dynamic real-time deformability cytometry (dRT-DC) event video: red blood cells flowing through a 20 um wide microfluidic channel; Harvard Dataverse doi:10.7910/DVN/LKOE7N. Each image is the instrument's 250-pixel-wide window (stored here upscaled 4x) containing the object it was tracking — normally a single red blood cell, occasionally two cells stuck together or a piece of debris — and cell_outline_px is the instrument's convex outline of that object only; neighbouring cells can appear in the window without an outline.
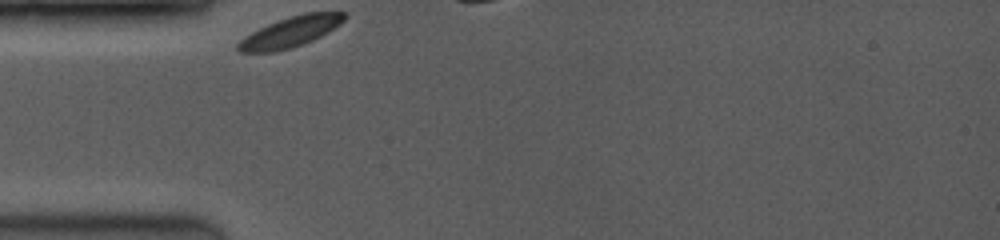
{"species": "common noctule bat (a hibernating species)", "species_latin": "Nyctalus noctula", "temperature_condition": "room temperature", "stored_images_in_passage": 6, "camera_frame_rate_fps": 3500, "um_per_image_px": 0.085, "animal": {"sex": "female", "body_mass_g": 19.0, "forearm_length_mm": 53.3}, "frame": {"image": 1, "passage_image": 1, "time_ms": 0.0, "image_size_px": [1000, 240], "cell_outline_px": [[348, 16], [340, 24], [320, 36], [312, 40], [288, 48], [272, 52], [240, 52], [236, 48], [236, 44], [244, 36], [276, 20], [288, 16], [304, 12], [344, 12]], "centroid_in_image_um": [24.67, 2.69], "position_along_channel_um": 60.3, "area_um2": 18.73}}